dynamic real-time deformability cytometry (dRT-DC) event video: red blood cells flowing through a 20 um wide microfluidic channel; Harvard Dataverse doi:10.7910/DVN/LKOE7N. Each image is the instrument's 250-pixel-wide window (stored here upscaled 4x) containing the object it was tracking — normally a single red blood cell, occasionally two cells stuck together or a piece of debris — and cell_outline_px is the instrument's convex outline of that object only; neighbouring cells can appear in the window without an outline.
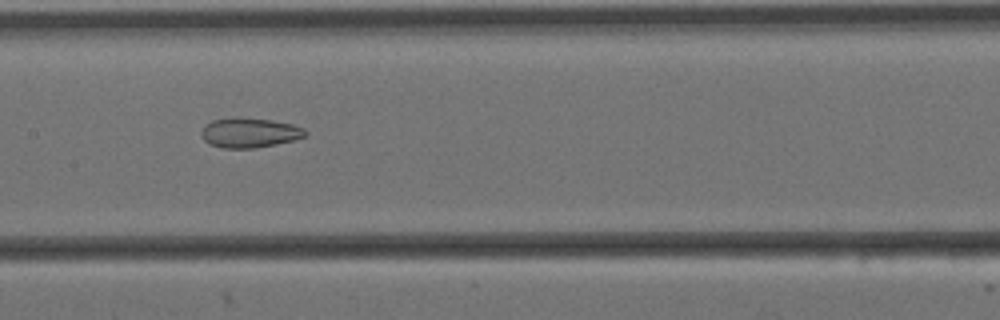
{"species": "Egyptian fruit bat (a non-hibernating species)", "species_latin": "Rousettus aegyptiacus", "temperature_condition": "cold", "stored_images_in_passage": 11, "camera_frame_rate_fps": 3000, "um_per_image_px": 0.085, "animal": {"sex": "female"}, "frame": {"image": 1, "passage_image": 4, "time_ms": 1.0, "image_size_px": [1000, 320], "cell_outline_px": [[308, 132], [304, 136], [296, 140], [276, 144], [252, 148], [220, 148], [208, 144], [204, 140], [200, 132], [212, 120], [272, 120], [292, 124], [304, 128]], "centroid_in_image_um": [21.25, 11.33], "position_along_channel_um": 186.1, "area_um2": 17.34}}
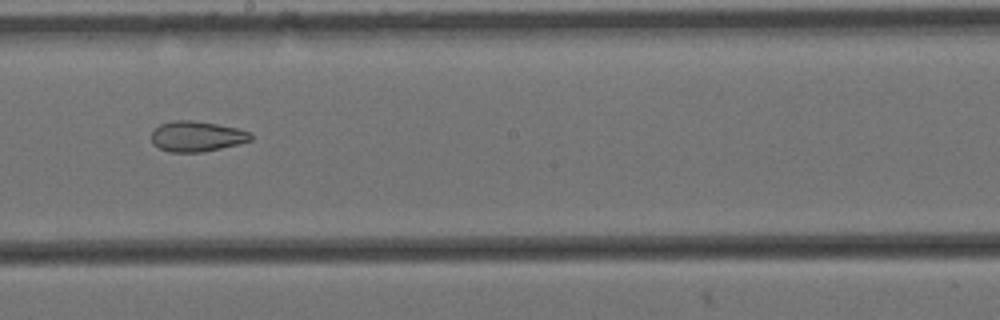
{"frame": {"image": 2, "passage_image": 5, "time_ms": 1.333, "image_size_px": [1000, 320], "cell_outline_px": [[252, 140], [220, 148], [200, 152], [168, 152], [152, 144], [152, 132], [160, 124], [172, 120], [192, 120], [216, 124], [236, 128], [252, 132]], "centroid_in_image_um": [16.71, 11.58], "position_along_channel_um": 231.5, "area_um2": 17.51}}
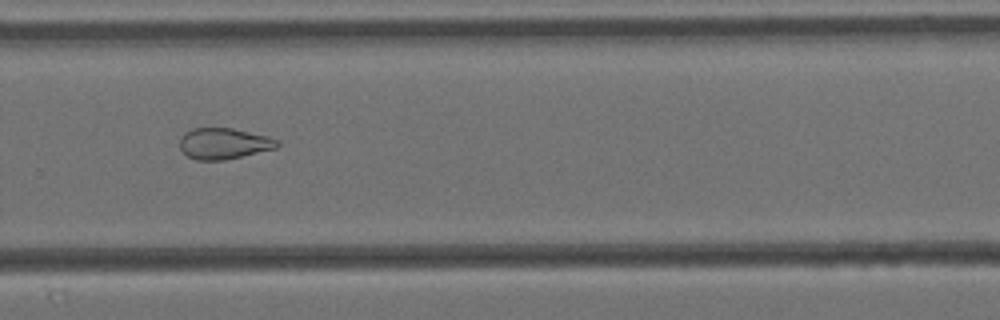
{"frame": {"image": 3, "passage_image": 7, "time_ms": 2.0, "image_size_px": [1000, 320], "cell_outline_px": [[280, 144], [276, 148], [224, 160], [196, 160], [188, 156], [180, 148], [180, 136], [184, 132], [192, 128], [232, 128], [268, 136], [280, 140]], "centroid_in_image_um": [19.02, 12.19], "position_along_channel_um": 310.8, "area_um2": 17.69}}